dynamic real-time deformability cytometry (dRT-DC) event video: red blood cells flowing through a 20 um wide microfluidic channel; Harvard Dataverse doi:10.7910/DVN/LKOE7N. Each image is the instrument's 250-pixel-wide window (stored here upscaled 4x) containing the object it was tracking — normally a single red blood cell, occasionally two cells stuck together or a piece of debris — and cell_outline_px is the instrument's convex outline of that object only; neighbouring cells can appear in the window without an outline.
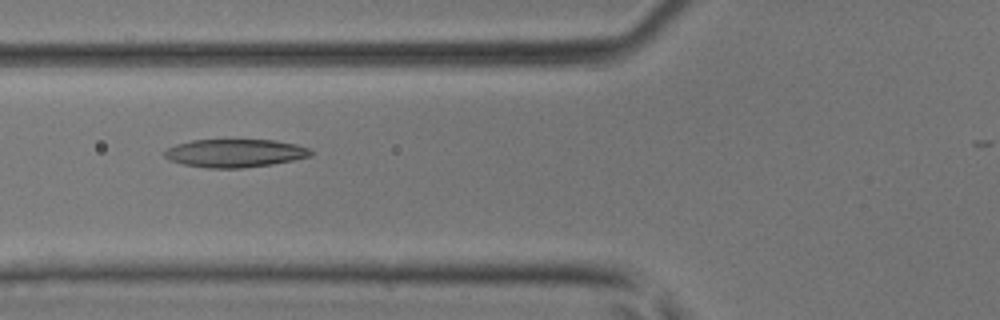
{"species": "common noctule bat (a hibernating species)", "species_latin": "Nyctalus noctula", "temperature_condition": "room temperature", "stored_images_in_passage": 29, "camera_frame_rate_fps": 3000, "um_per_image_px": 0.085, "animal": {"sex": "male", "body_mass_g": 17.9, "forearm_length_mm": 54.2}, "frame": {"image": 1, "passage_image": 5, "time_ms": 1.333, "image_size_px": [1000, 320], "cell_outline_px": [[312, 156], [272, 164], [244, 168], [208, 168], [184, 164], [168, 160], [164, 156], [164, 152], [168, 148], [176, 144], [192, 140], [276, 140], [296, 144], [308, 148], [312, 152]], "centroid_in_image_um": [19.97, 13.02], "position_along_channel_um": 105.8, "area_um2": 23.93}}
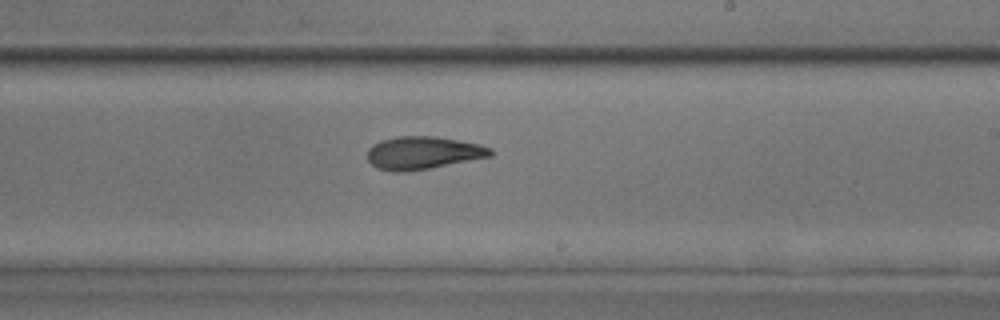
{"frame": {"image": 2, "passage_image": 15, "time_ms": 4.667, "image_size_px": [1000, 320], "cell_outline_px": [[492, 156], [428, 168], [404, 172], [392, 172], [376, 168], [368, 160], [368, 148], [372, 144], [380, 140], [400, 136], [436, 136], [480, 144], [492, 148]], "centroid_in_image_um": [35.93, 12.99], "position_along_channel_um": 253.1, "area_um2": 23.52}}
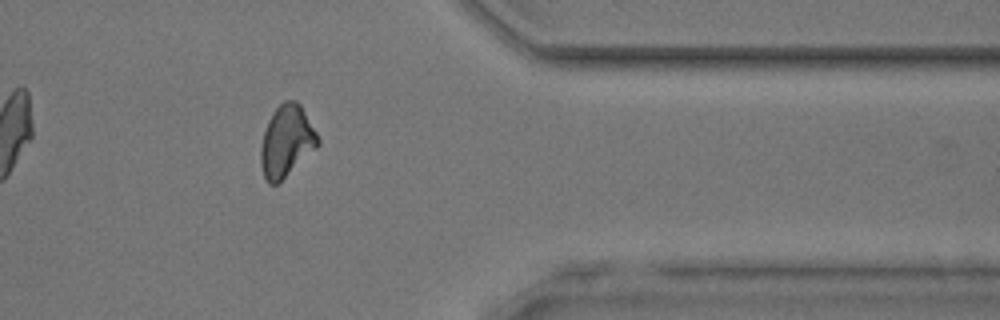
{"frame": {"image": 3, "passage_image": 25, "time_ms": 8.0, "image_size_px": [1000, 320], "cell_outline_px": [[320, 144], [316, 148], [276, 184], [268, 184], [264, 176], [260, 164], [260, 148], [264, 132], [268, 120], [272, 112], [284, 100], [296, 100], [300, 104], [316, 132], [320, 140]], "centroid_in_image_um": [24.34, 11.98], "position_along_channel_um": 387.1, "area_um2": 23.52}}